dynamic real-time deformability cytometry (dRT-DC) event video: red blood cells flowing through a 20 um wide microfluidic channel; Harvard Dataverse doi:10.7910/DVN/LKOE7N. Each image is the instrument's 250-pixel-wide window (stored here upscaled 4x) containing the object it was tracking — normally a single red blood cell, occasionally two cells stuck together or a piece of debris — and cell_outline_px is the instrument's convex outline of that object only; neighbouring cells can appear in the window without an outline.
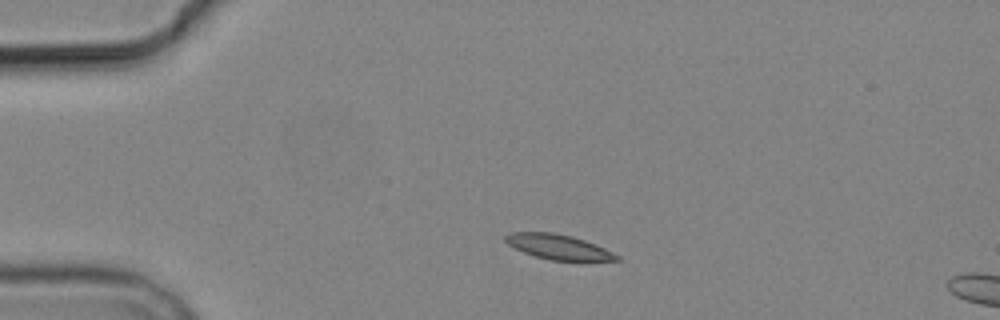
{"species": "common noctule bat (a hibernating species)", "species_latin": "Nyctalus noctula", "temperature_condition": "cold", "stored_images_in_passage": 2, "camera_frame_rate_fps": 3000, "um_per_image_px": 0.085, "animal": {"sex": "male", "body_mass_g": 19.2, "forearm_length_mm": 51.8}, "frame": {"image": 1, "passage_image": 1, "time_ms": 0.0, "image_size_px": [1000, 320], "cell_outline_px": [[620, 260], [548, 260], [524, 252], [508, 244], [504, 240], [504, 236], [512, 232], [552, 232], [572, 236], [596, 244], [620, 256]], "centroid_in_image_um": [47.45, 20.97], "position_along_channel_um": 37.6, "area_um2": 15.95}}